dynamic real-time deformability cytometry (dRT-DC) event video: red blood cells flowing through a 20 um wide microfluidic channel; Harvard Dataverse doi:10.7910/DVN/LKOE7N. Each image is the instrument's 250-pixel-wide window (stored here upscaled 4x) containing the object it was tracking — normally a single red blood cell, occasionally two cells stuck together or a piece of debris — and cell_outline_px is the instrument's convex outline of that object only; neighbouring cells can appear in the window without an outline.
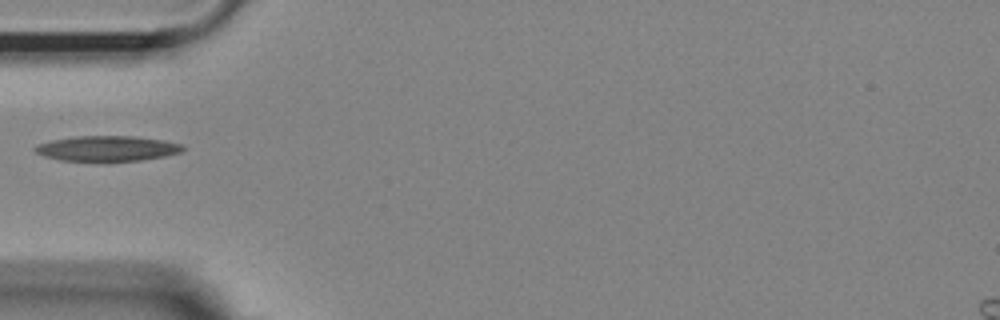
{"species": "Egyptian fruit bat (a non-hibernating species)", "species_latin": "Rousettus aegyptiacus", "temperature_condition": "room temperature", "stored_images_in_passage": 37, "camera_frame_rate_fps": 3000, "um_per_image_px": 0.085, "animal": {"sex": "female"}, "frame": {"image": 1, "passage_image": 1, "time_ms": 0.0, "image_size_px": [1000, 320], "cell_outline_px": [[184, 148], [180, 152], [164, 156], [140, 160], [108, 164], [100, 164], [60, 160], [44, 156], [36, 152], [32, 148], [36, 144], [52, 140], [76, 136], [136, 136], [164, 140], [184, 144]], "centroid_in_image_um": [9.08, 12.66], "position_along_channel_um": 75.9, "area_um2": 22.83}}
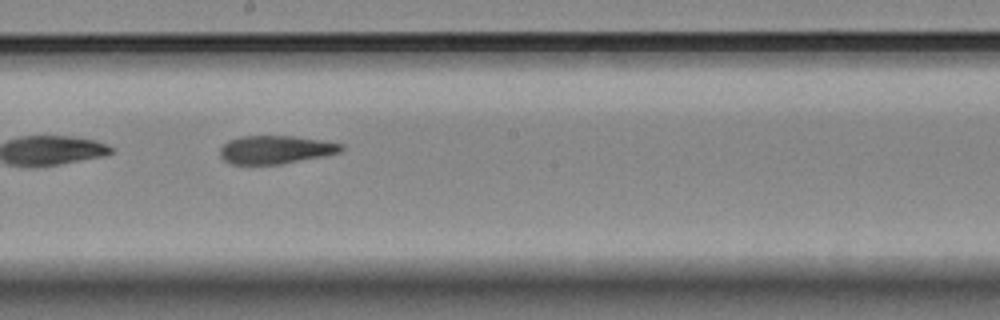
{"frame": {"image": 2, "passage_image": 13, "time_ms": 4.0, "image_size_px": [1000, 320], "cell_outline_px": [[344, 148], [340, 152], [324, 156], [280, 164], [232, 164], [224, 160], [220, 156], [220, 148], [228, 140], [240, 136], [292, 136], [324, 140], [344, 144]], "centroid_in_image_um": [23.44, 12.71], "position_along_channel_um": 224.8, "area_um2": 20.0}}
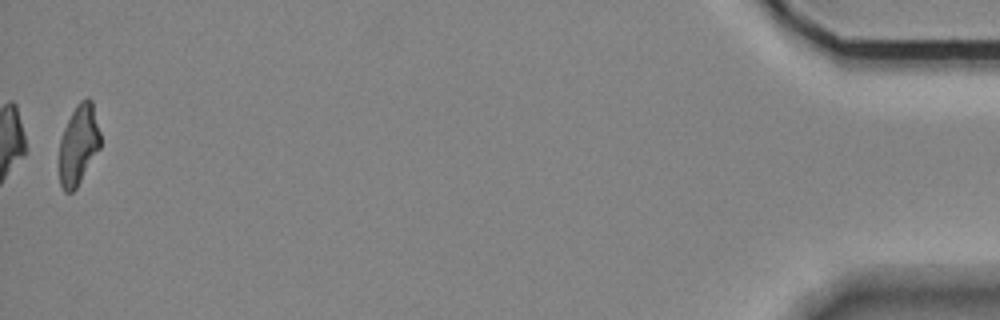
{"frame": {"image": 3, "passage_image": 37, "time_ms": 12.0, "image_size_px": [1000, 320], "cell_outline_px": [[100, 148], [76, 188], [72, 192], [64, 192], [60, 184], [60, 140], [64, 128], [76, 104], [80, 100], [88, 96], [92, 100], [100, 132]], "centroid_in_image_um": [6.69, 12.27], "position_along_channel_um": 428.5, "area_um2": 19.07}}